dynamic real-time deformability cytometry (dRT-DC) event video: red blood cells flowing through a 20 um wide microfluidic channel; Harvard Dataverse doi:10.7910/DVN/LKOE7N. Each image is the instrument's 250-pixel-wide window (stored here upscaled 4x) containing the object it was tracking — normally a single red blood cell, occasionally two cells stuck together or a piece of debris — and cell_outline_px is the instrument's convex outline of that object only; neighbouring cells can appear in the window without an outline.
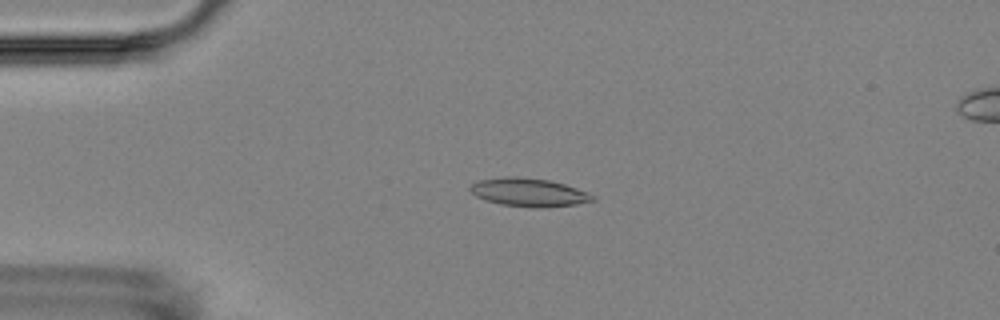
{"species": "Egyptian fruit bat (a non-hibernating species)", "species_latin": "Rousettus aegyptiacus", "temperature_condition": "room temperature", "stored_images_in_passage": 5, "segment_of_instrument_passage": [1, 2], "camera_frame_rate_fps": 3000, "um_per_image_px": 0.085, "animal": {"sex": "female"}, "frame": {"image": 1, "passage_image": 3, "time_ms": 3.333, "image_size_px": [1000, 320], "cell_outline_px": [[596, 200], [576, 204], [544, 208], [528, 208], [500, 204], [476, 196], [468, 188], [472, 184], [480, 180], [504, 176], [516, 176], [548, 180], [564, 184], [576, 188], [596, 196]], "centroid_in_image_um": [44.96, 16.36], "position_along_channel_um": 40.0, "area_um2": 20.23}}